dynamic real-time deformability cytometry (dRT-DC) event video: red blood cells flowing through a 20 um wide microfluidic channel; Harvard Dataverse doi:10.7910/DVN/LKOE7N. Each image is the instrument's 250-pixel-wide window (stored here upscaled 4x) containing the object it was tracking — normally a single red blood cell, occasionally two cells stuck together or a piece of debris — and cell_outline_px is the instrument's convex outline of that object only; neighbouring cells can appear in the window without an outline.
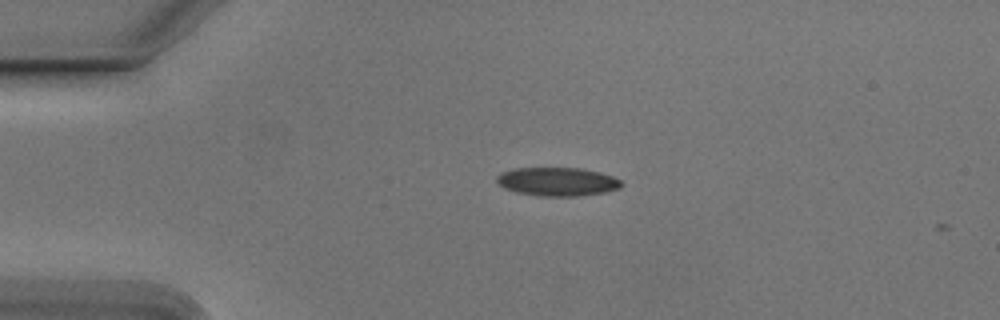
{"species": "Egyptian fruit bat (a non-hibernating species)", "species_latin": "Rousettus aegyptiacus", "temperature_condition": "cold", "stored_images_in_passage": 2, "camera_frame_rate_fps": 3000, "um_per_image_px": 0.085, "animal": {"sex": "male"}, "frame": {"image": 1, "passage_image": 1, "time_ms": 0.0, "image_size_px": [1000, 320], "cell_outline_px": [[624, 184], [620, 188], [604, 192], [576, 196], [540, 196], [516, 192], [504, 188], [496, 180], [496, 176], [500, 172], [512, 168], [580, 168], [600, 172], [612, 176], [620, 180]], "centroid_in_image_um": [47.36, 15.43], "position_along_channel_um": 37.6, "area_um2": 20.81}}